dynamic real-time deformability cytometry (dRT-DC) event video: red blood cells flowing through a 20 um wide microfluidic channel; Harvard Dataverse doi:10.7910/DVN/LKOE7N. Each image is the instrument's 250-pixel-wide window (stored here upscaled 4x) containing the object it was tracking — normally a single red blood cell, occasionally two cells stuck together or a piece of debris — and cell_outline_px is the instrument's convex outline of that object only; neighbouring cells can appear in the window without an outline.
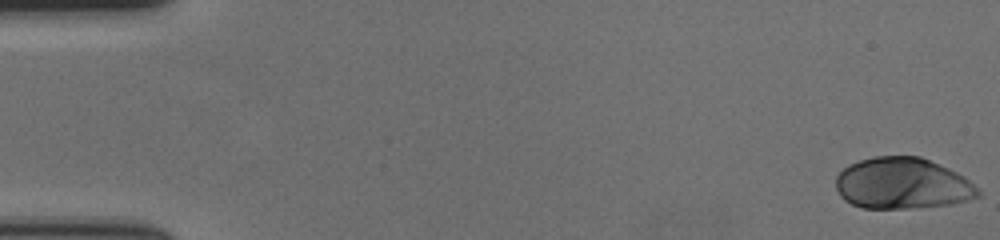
{"species": "human", "species_latin": "Homo sapiens", "temperature_condition": "cold", "stored_images_in_passage": 59, "camera_frame_rate_fps": 3000, "um_per_image_px": 0.085, "donor": {"sex": "female"}, "frame": {"image": 1, "passage_image": 1, "time_ms": 0.0, "image_size_px": [1000, 240], "cell_outline_px": [[980, 196], [968, 200], [952, 204], [908, 208], [864, 208], [852, 204], [844, 200], [840, 196], [836, 188], [836, 176], [848, 164], [860, 160], [876, 156], [920, 156], [948, 168], [964, 176], [980, 192]], "centroid_in_image_um": [76.68, 15.59], "position_along_channel_um": 8.3, "area_um2": 42.37}}
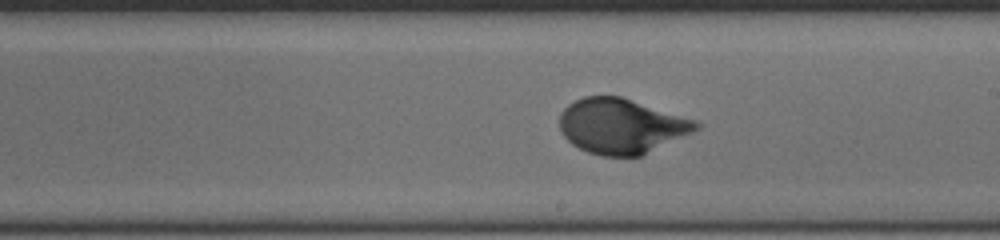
{"frame": {"image": 2, "passage_image": 34, "time_ms": 11.0, "image_size_px": [1000, 240], "cell_outline_px": [[704, 124], [700, 128], [692, 132], [640, 156], [600, 156], [588, 152], [572, 144], [560, 132], [560, 112], [568, 104], [584, 96], [620, 96], [700, 120]], "centroid_in_image_um": [52.84, 10.7], "position_along_channel_um": 236.2, "area_um2": 44.04}}
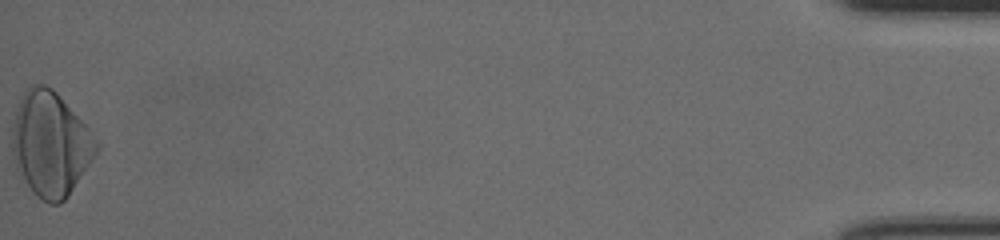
{"frame": {"image": 3, "passage_image": 59, "time_ms": 19.333, "image_size_px": [1000, 240], "cell_outline_px": [[100, 148], [68, 196], [60, 204], [48, 204], [36, 196], [20, 180], [16, 172], [12, 156], [12, 128], [16, 112], [24, 88], [32, 84], [44, 84], [52, 88], [56, 92], [88, 128], [100, 144]], "centroid_in_image_um": [4.25, 12.28], "position_along_channel_um": 430.9, "area_um2": 51.62}, "authors_computed_cell_mechanics": {"area_um2": 42.6564, "velocity_mm_per_s": 3.5219, "shape_relaxation_time_tau1_ms": 3.1794, "shape_relaxation_time_tau2_ms": null, "deformation_change_tau1": 0.1639, "deformation_change_tau2": null}}